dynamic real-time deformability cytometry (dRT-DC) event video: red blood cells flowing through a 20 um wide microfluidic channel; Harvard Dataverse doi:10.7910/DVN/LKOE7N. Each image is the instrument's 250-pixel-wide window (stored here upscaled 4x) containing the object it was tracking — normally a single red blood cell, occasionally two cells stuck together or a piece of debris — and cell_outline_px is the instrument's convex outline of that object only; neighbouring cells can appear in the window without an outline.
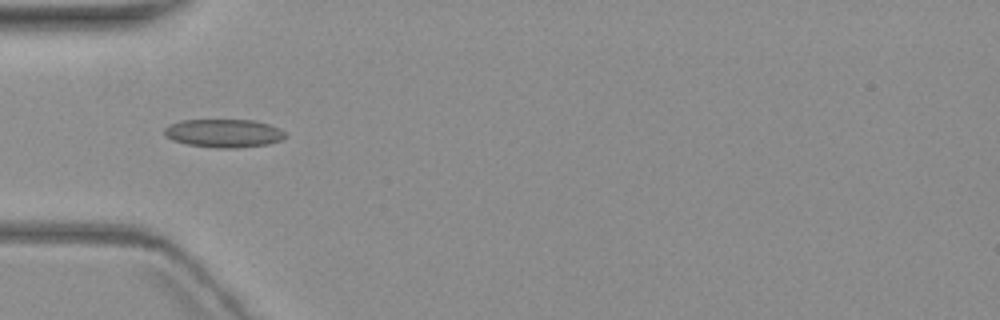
{"species": "common noctule bat (a hibernating species)", "species_latin": "Nyctalus noctula", "temperature_condition": "warm", "stored_images_in_passage": 7, "camera_frame_rate_fps": 3000, "um_per_image_px": 0.085, "animal": {"sex": "female", "body_mass_g": 19.3, "forearm_length_mm": 54.1}, "frame": {"image": 1, "passage_image": 6, "time_ms": 6.0, "image_size_px": [1000, 320], "cell_outline_px": [[288, 136], [280, 140], [268, 144], [236, 148], [216, 148], [188, 144], [172, 140], [164, 136], [164, 128], [168, 124], [180, 120], [256, 120], [280, 128]], "centroid_in_image_um": [19.01, 11.32], "position_along_channel_um": 66.0, "area_um2": 20.11}}
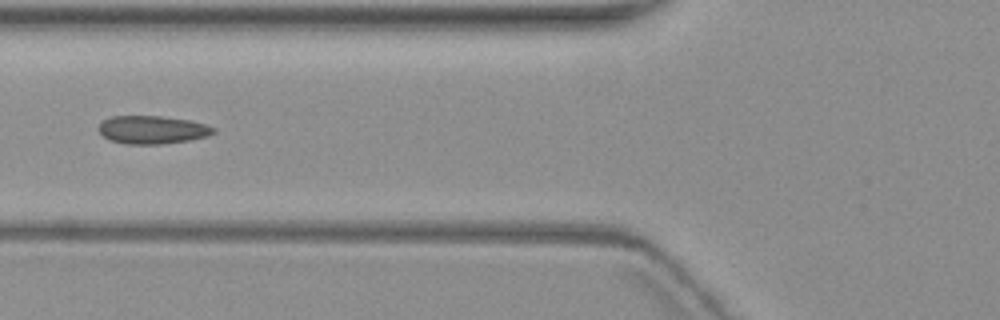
{"frame": {"image": 2, "passage_image": 7, "time_ms": 7.333, "image_size_px": [1000, 320], "cell_outline_px": [[216, 132], [208, 136], [188, 140], [160, 144], [124, 144], [108, 140], [96, 128], [104, 120], [112, 116], [160, 116], [188, 120], [204, 124], [216, 128]], "centroid_in_image_um": [12.92, 11.03], "position_along_channel_um": 112.9, "area_um2": 18.79}}